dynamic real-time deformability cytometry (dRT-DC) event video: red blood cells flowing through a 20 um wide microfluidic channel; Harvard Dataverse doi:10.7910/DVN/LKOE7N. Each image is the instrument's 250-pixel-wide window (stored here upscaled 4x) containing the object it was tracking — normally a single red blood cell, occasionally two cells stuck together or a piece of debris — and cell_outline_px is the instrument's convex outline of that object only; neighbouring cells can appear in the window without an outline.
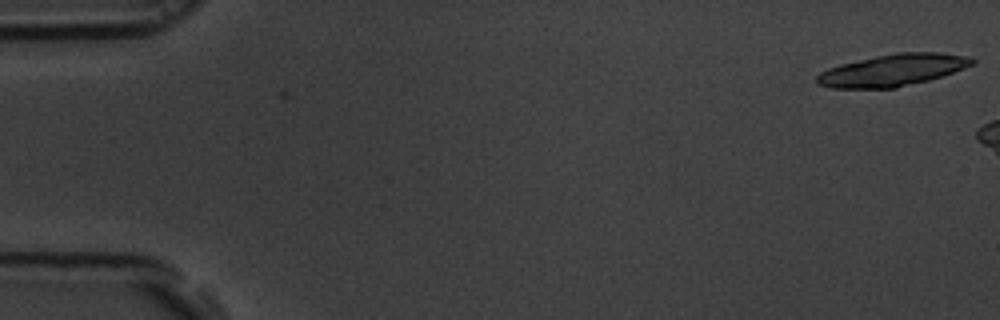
{"species": "common noctule bat (a hibernating species)", "species_latin": "Nyctalus noctula", "temperature_condition": "room temperature", "stored_images_in_passage": 7, "camera_frame_rate_fps": 3000, "um_per_image_px": 0.085, "animal": {"sex": "male", "body_mass_g": 19.5, "forearm_length_mm": 54.6}, "frame": {"image": 1, "passage_image": 7, "time_ms": 2.0, "image_size_px": [1000, 320], "cell_outline_px": [[976, 60], [972, 64], [964, 68], [928, 80], [896, 88], [832, 88], [816, 84], [816, 76], [820, 72], [828, 68], [840, 64], [876, 56], [896, 52], [940, 52], [972, 56]], "centroid_in_image_um": [75.87, 5.95], "position_along_channel_um": 9.1, "area_um2": 28.9}}